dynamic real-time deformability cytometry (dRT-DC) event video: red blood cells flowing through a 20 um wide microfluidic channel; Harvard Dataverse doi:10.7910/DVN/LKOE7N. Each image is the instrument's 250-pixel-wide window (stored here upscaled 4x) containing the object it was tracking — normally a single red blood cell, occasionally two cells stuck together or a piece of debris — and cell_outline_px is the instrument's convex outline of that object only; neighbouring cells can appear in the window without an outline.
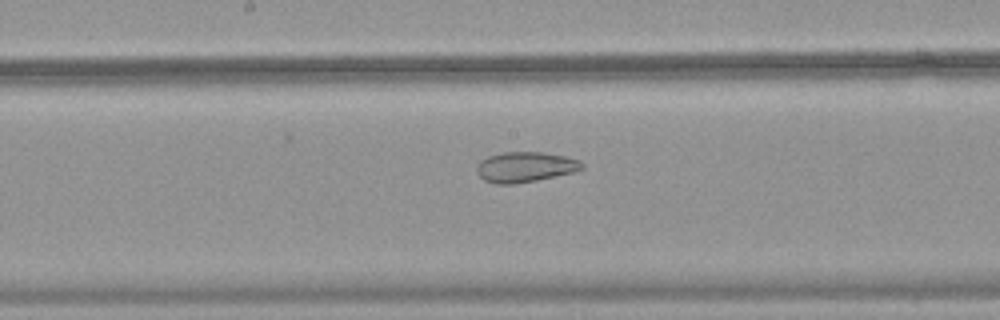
{"species": "common noctule bat (a hibernating species)", "species_latin": "Nyctalus noctula", "temperature_condition": "warm", "stored_images_in_passage": 50, "camera_frame_rate_fps": 3000, "um_per_image_px": 0.085, "animal": {"sex": "female", "body_mass_g": 18.4}, "frame": {"image": 1, "passage_image": 28, "time_ms": 9.0, "image_size_px": [1000, 320], "cell_outline_px": [[584, 168], [572, 172], [536, 180], [512, 184], [496, 184], [484, 180], [476, 172], [476, 164], [480, 160], [488, 156], [504, 152], [544, 152], [564, 156], [580, 160], [584, 164]], "centroid_in_image_um": [44.61, 14.18], "position_along_channel_um": 203.6, "area_um2": 18.55}}
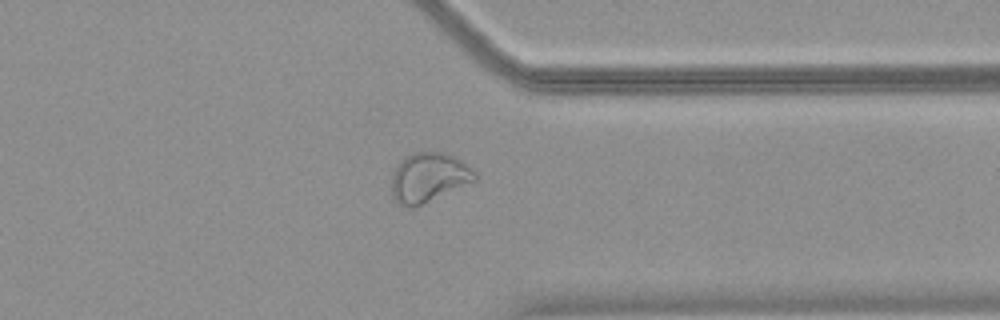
{"frame": {"image": 2, "passage_image": 41, "time_ms": 13.333, "image_size_px": [1000, 320], "cell_outline_px": [[476, 180], [416, 208], [408, 208], [400, 204], [392, 196], [392, 172], [400, 160], [412, 152], [444, 152], [460, 160], [476, 172]], "centroid_in_image_um": [36.41, 15.1], "position_along_channel_um": 375.0, "area_um2": 24.1}}
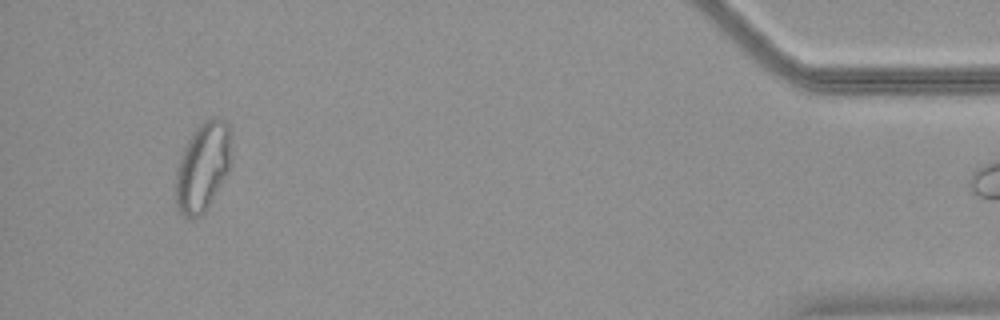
{"frame": {"image": 3, "passage_image": 49, "time_ms": 16.0, "image_size_px": [1000, 320], "cell_outline_px": [[232, 160], [228, 172], [204, 212], [200, 216], [184, 216], [176, 208], [176, 168], [180, 156], [192, 132], [204, 120], [212, 116], [216, 116], [224, 120], [228, 124], [232, 152]], "centroid_in_image_um": [17.25, 14.13], "position_along_channel_um": 418.0, "area_um2": 28.9}}